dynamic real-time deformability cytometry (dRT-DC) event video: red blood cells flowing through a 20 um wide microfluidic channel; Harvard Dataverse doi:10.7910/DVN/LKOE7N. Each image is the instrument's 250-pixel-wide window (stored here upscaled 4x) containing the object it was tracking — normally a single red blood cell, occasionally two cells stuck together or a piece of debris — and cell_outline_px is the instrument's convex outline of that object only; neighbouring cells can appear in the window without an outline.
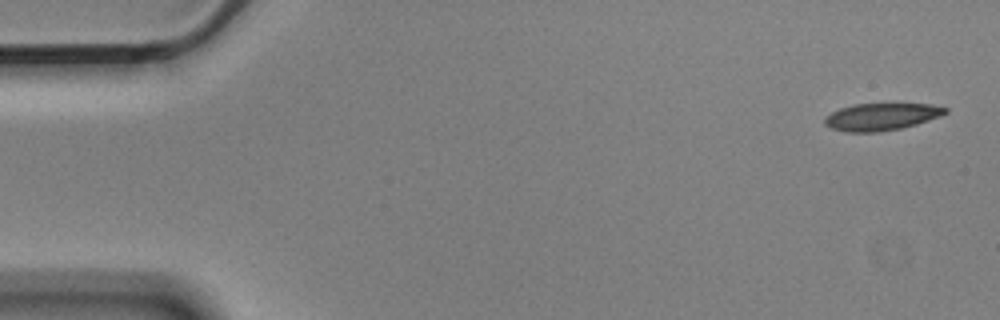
{"species": "Egyptian fruit bat (a non-hibernating species)", "species_latin": "Rousettus aegyptiacus", "temperature_condition": "cold", "stored_images_in_passage": 5, "camera_frame_rate_fps": 3000, "um_per_image_px": 0.085, "animal": {"sex": "male"}, "frame": {"image": 1, "passage_image": 1, "time_ms": 0.0, "image_size_px": [1000, 320], "cell_outline_px": [[948, 112], [940, 116], [916, 124], [900, 128], [876, 132], [844, 132], [832, 128], [824, 124], [824, 120], [832, 112], [840, 108], [852, 104], [932, 104], [948, 108]], "centroid_in_image_um": [74.92, 9.92], "position_along_channel_um": 10.1, "area_um2": 18.96}}
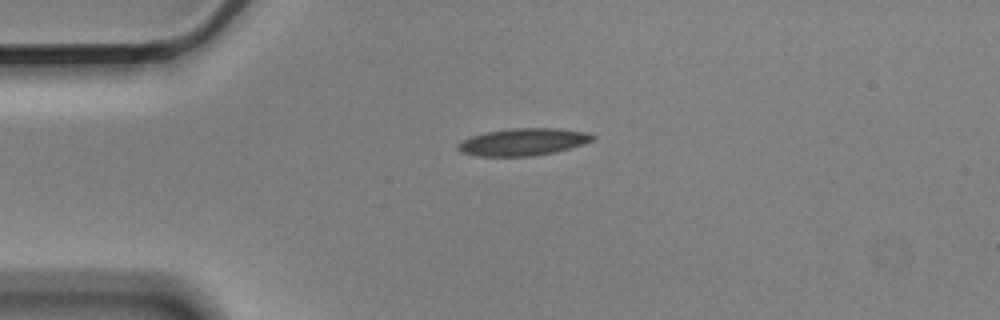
{"frame": {"image": 2, "passage_image": 4, "time_ms": 1.0, "image_size_px": [1000, 320], "cell_outline_px": [[596, 140], [556, 152], [532, 156], [476, 156], [460, 152], [456, 148], [456, 144], [460, 140], [484, 132], [512, 128], [556, 128], [588, 132], [596, 136]], "centroid_in_image_um": [44.45, 12.06], "position_along_channel_um": 40.5, "area_um2": 21.68}}